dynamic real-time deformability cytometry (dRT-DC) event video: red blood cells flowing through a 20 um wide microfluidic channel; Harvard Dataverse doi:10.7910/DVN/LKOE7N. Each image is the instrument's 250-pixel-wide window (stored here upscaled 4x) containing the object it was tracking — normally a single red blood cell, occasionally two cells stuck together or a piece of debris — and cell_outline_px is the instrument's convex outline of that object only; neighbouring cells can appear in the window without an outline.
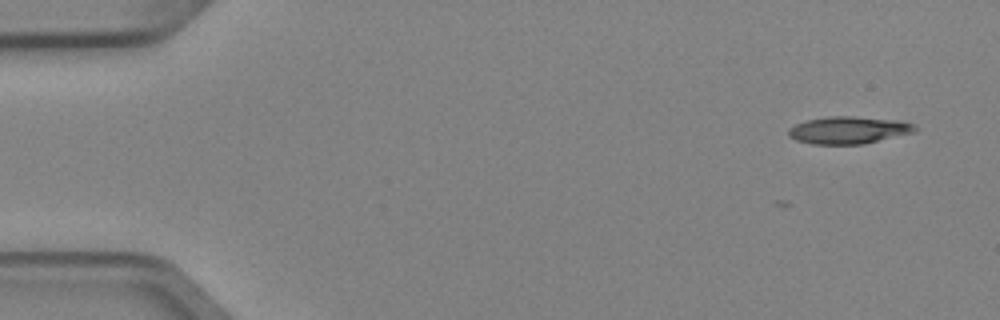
{"species": "Egyptian fruit bat (a non-hibernating species)", "species_latin": "Rousettus aegyptiacus", "temperature_condition": "cold", "stored_images_in_passage": 2, "segment_of_instrument_passage": [2, 2], "camera_frame_rate_fps": 3000, "um_per_image_px": 0.085, "animal": {"sex": "female"}, "frame": {"image": 1, "passage_image": 2, "time_ms": 0.333, "image_size_px": [1000, 320], "cell_outline_px": [[916, 132], [864, 144], [812, 144], [796, 140], [788, 136], [788, 128], [796, 124], [808, 120], [828, 116], [852, 116], [900, 120], [916, 124]], "centroid_in_image_um": [72.16, 11.06], "position_along_channel_um": 12.8, "area_um2": 20.29}}